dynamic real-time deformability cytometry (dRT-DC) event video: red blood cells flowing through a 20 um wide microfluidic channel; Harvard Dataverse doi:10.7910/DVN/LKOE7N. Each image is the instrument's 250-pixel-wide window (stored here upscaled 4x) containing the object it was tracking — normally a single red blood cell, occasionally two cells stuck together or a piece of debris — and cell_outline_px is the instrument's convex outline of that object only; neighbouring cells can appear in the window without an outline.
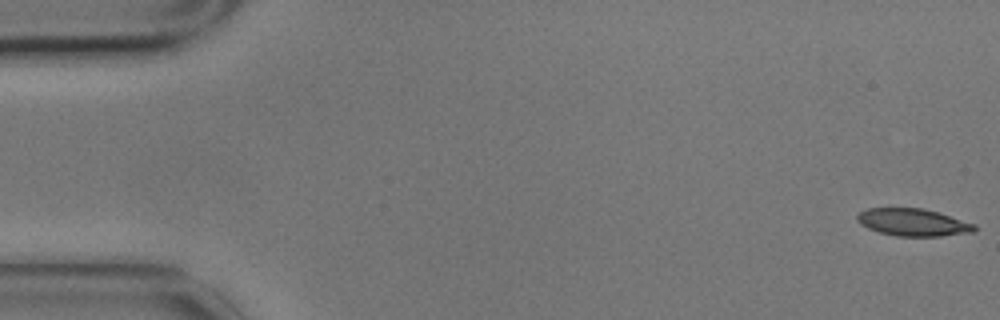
{"species": "common noctule bat (a hibernating species)", "species_latin": "Nyctalus noctula", "temperature_condition": "cold", "stored_images_in_passage": 10, "camera_frame_rate_fps": 3000, "um_per_image_px": 0.085, "animal": {"sex": "male", "body_mass_g": 17.9}, "frame": {"image": 1, "passage_image": 1, "time_ms": 0.0, "image_size_px": [1000, 320], "cell_outline_px": [[976, 232], [940, 236], [896, 236], [880, 232], [868, 228], [860, 224], [856, 220], [856, 216], [860, 212], [868, 208], [924, 208], [976, 224]], "centroid_in_image_um": [77.62, 18.9], "position_along_channel_um": 7.4, "area_um2": 18.73}}
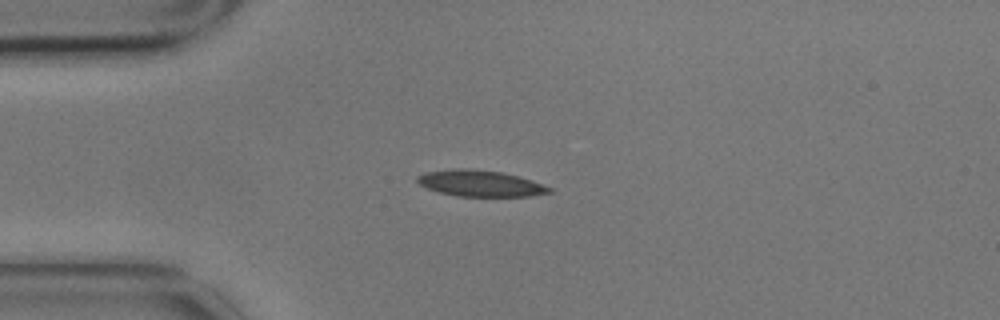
{"frame": {"image": 2, "passage_image": 4, "time_ms": 1.0, "image_size_px": [1000, 320], "cell_outline_px": [[552, 192], [532, 196], [456, 196], [440, 192], [428, 188], [420, 184], [416, 180], [416, 176], [424, 172], [452, 168], [468, 168], [504, 172], [532, 180], [552, 188]], "centroid_in_image_um": [40.82, 15.57], "position_along_channel_um": 44.2, "area_um2": 20.29}}